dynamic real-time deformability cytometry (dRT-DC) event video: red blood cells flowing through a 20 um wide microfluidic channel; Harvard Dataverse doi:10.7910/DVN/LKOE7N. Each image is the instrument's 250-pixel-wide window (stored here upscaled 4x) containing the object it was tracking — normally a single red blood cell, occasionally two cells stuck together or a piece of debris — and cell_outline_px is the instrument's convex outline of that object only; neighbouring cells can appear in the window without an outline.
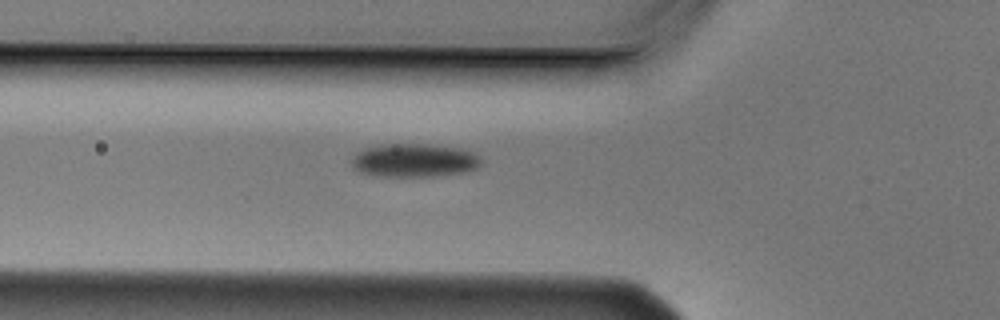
{"species": "Egyptian fruit bat (a non-hibernating species)", "species_latin": "Rousettus aegyptiacus", "temperature_condition": "cold", "stored_images_in_passage": 4, "camera_frame_rate_fps": 3000, "um_per_image_px": 0.085, "animal": {"sex": "male"}, "frame": {"image": 1, "passage_image": 4, "time_ms": 1.0, "image_size_px": [1000, 320], "cell_outline_px": [[480, 164], [476, 168], [464, 172], [432, 176], [376, 176], [360, 172], [352, 168], [348, 160], [356, 152], [364, 148], [384, 144], [424, 144], [460, 148], [472, 152], [480, 156]], "centroid_in_image_um": [35.13, 13.63], "position_along_channel_um": 90.7, "area_um2": 25.37}}